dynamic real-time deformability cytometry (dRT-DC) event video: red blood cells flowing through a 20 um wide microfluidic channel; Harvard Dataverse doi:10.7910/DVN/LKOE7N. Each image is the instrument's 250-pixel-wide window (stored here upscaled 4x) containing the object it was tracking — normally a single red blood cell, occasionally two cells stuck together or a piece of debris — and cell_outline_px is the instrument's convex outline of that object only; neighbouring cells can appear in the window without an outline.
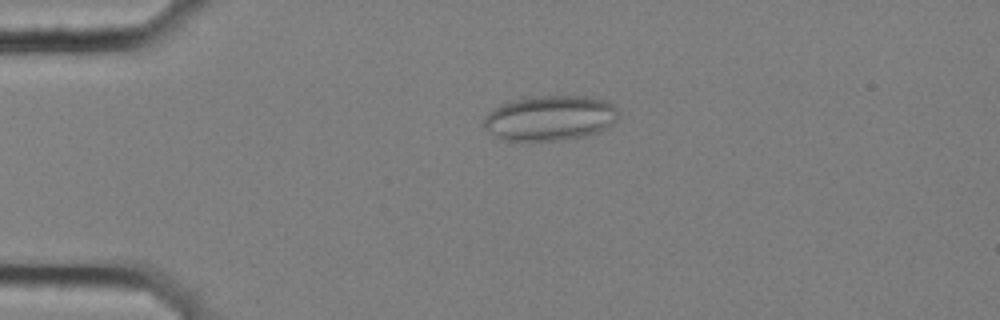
{"species": "common noctule bat (a hibernating species)", "species_latin": "Nyctalus noctula", "temperature_condition": "cold", "stored_images_in_passage": 5, "camera_frame_rate_fps": 3000, "um_per_image_px": 0.085, "animal": {"sex": "female", "body_mass_g": 25.1}, "frame": {"image": 1, "passage_image": 4, "time_ms": 1.0, "image_size_px": [1000, 320], "cell_outline_px": [[620, 116], [612, 124], [600, 132], [584, 136], [556, 140], [504, 140], [496, 136], [484, 128], [484, 116], [492, 108], [520, 96], [584, 96], [604, 100], [612, 104], [616, 108]], "centroid_in_image_um": [46.73, 10.01], "position_along_channel_um": 38.3, "area_um2": 35.6}}